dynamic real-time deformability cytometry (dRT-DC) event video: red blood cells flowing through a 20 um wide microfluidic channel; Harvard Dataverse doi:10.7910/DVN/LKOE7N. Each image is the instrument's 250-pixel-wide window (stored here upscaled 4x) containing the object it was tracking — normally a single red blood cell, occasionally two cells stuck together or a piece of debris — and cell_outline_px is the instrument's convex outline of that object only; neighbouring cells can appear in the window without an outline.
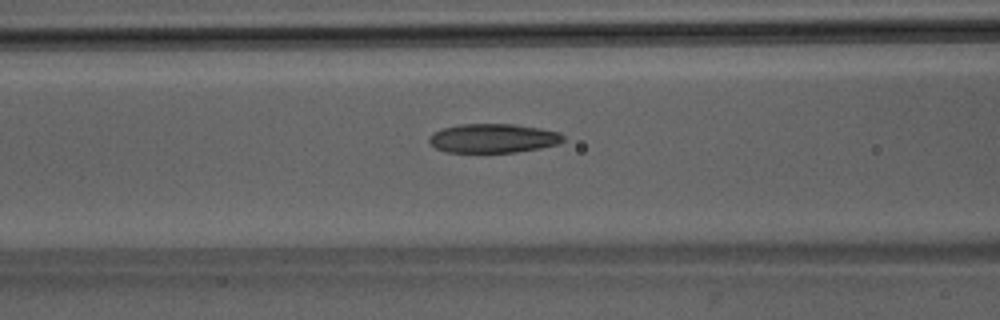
{"species": "Egyptian fruit bat (a non-hibernating species)", "species_latin": "Rousettus aegyptiacus", "temperature_condition": "room temperature", "stored_images_in_passage": 51, "camera_frame_rate_fps": 3000, "um_per_image_px": 0.085, "animal": {"sex": "male"}, "frame": {"image": 1, "passage_image": 21, "time_ms": 6.667, "image_size_px": [1000, 320], "cell_outline_px": [[564, 140], [556, 144], [540, 148], [516, 152], [448, 152], [436, 148], [428, 140], [428, 136], [432, 132], [444, 128], [460, 124], [512, 124], [540, 128], [560, 132], [564, 136]], "centroid_in_image_um": [41.91, 11.75], "position_along_channel_um": 124.7, "area_um2": 22.66}}
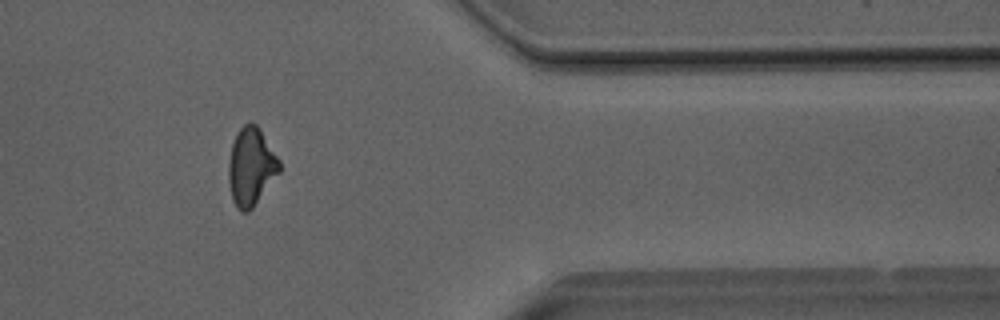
{"frame": {"image": 2, "passage_image": 42, "time_ms": 13.667, "image_size_px": [1000, 320], "cell_outline_px": [[280, 172], [252, 208], [248, 212], [240, 212], [236, 208], [232, 200], [228, 180], [228, 164], [232, 144], [236, 132], [244, 124], [256, 124], [260, 128], [280, 160]], "centroid_in_image_um": [21.33, 14.18], "position_along_channel_um": 390.1, "area_um2": 23.18}}
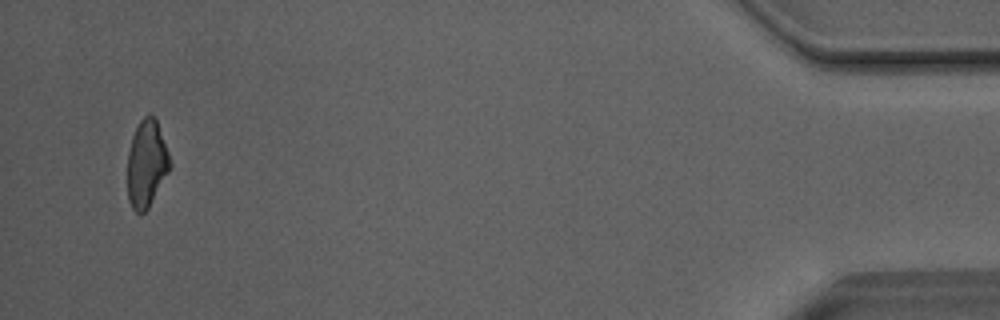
{"frame": {"image": 3, "passage_image": 49, "time_ms": 16.0, "image_size_px": [1000, 320], "cell_outline_px": [[172, 164], [168, 172], [148, 208], [144, 212], [136, 212], [132, 208], [128, 200], [128, 152], [132, 136], [140, 120], [144, 116], [152, 116], [156, 120], [168, 152]], "centroid_in_image_um": [12.45, 13.93], "position_along_channel_um": 422.8, "area_um2": 21.15}, "authors_computed_cell_mechanics": {"area_um2": 22.9466, "velocity_mm_per_s": 4.0703, "shape_relaxation_time_tau1_ms": 6.7194, "shape_relaxation_time_tau2_ms": 2.3895, "deformation_change_tau1": 0.1973, "deformation_change_tau2": 0.0958}}